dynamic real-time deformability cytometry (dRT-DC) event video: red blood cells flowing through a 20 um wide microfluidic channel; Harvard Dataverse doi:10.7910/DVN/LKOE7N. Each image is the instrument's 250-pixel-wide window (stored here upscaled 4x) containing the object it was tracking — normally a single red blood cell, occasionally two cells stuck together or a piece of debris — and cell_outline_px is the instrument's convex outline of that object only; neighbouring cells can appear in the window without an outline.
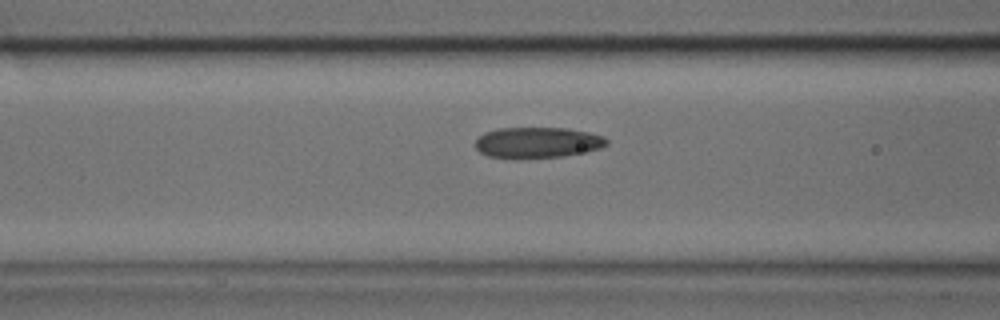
{"species": "common noctule bat (a hibernating species)", "species_latin": "Nyctalus noctula", "temperature_condition": "cold", "stored_images_in_passage": 10, "camera_frame_rate_fps": 3000, "um_per_image_px": 0.085, "animal": {"sex": "male", "body_mass_g": 17.9, "forearm_length_mm": 54.2}, "frame": {"image": 1, "passage_image": 9, "time_ms": 2.667, "image_size_px": [1000, 320], "cell_outline_px": [[608, 144], [600, 148], [564, 156], [516, 160], [512, 160], [488, 156], [480, 152], [476, 148], [476, 140], [484, 132], [500, 128], [568, 128], [588, 132], [604, 136], [608, 140]], "centroid_in_image_um": [45.66, 12.14], "position_along_channel_um": 120.9, "area_um2": 23.99}}